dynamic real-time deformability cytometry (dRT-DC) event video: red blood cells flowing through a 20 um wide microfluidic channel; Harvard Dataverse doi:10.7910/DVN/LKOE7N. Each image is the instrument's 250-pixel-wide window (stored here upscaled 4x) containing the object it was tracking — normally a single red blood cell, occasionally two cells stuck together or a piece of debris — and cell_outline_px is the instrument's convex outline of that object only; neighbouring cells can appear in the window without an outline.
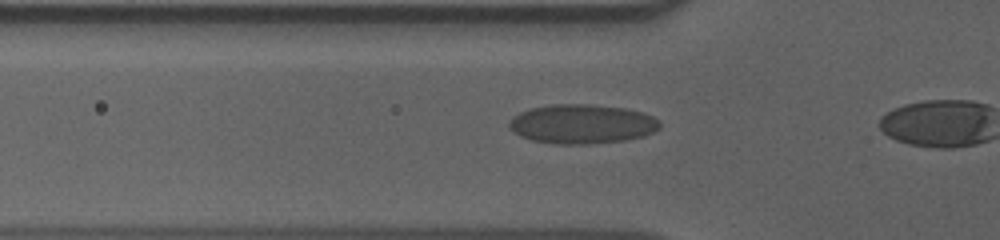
{"species": "human", "species_latin": "Homo sapiens", "temperature_condition": "cold", "stored_images_in_passage": 7, "camera_frame_rate_fps": 3000, "um_per_image_px": 0.085, "donor": {"sex": "male"}, "frame": {"image": 1, "passage_image": 5, "time_ms": 1.333, "image_size_px": [1000, 240], "cell_outline_px": [[660, 128], [644, 136], [628, 140], [592, 144], [552, 144], [532, 140], [520, 136], [512, 132], [508, 128], [508, 120], [512, 116], [520, 112], [532, 108], [552, 104], [592, 104], [624, 108], [644, 112], [660, 120]], "centroid_in_image_um": [49.46, 10.54], "position_along_channel_um": 76.3, "area_um2": 35.03}}